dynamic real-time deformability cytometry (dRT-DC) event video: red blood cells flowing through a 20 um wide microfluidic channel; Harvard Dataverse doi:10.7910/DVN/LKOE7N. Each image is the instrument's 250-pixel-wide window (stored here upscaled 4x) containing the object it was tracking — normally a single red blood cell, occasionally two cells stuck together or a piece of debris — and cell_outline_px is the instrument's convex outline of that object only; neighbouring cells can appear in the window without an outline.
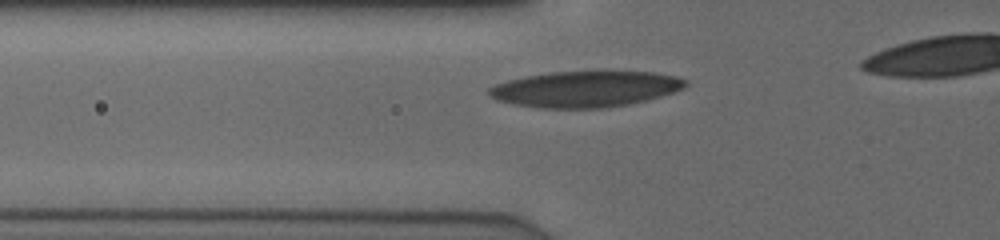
{"species": "human", "species_latin": "Homo sapiens", "temperature_condition": "cold", "stored_images_in_passage": 9, "camera_frame_rate_fps": 3000, "um_per_image_px": 0.085, "donor": {"sex": "male"}, "frame": {"image": 1, "passage_image": 3, "time_ms": 0.667, "image_size_px": [1000, 240], "cell_outline_px": [[688, 84], [684, 88], [660, 96], [628, 104], [604, 108], [540, 108], [516, 104], [496, 100], [488, 96], [488, 88], [496, 84], [508, 80], [524, 76], [552, 72], [600, 68], [604, 68], [652, 72], [676, 76], [688, 80]], "centroid_in_image_um": [49.78, 7.52], "position_along_channel_um": 76.0, "area_um2": 42.48}}
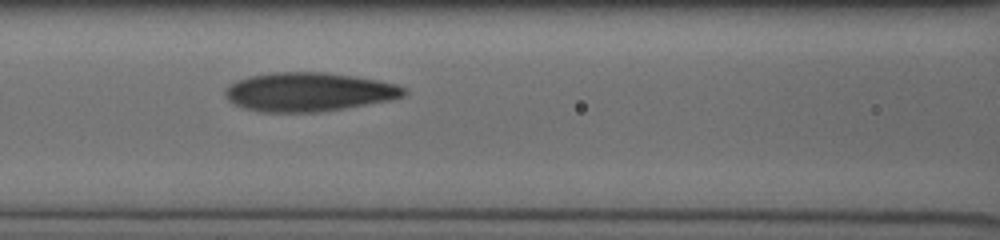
{"frame": {"image": 2, "passage_image": 6, "time_ms": 1.667, "image_size_px": [1000, 240], "cell_outline_px": [[408, 92], [404, 96], [388, 100], [344, 108], [320, 112], [260, 112], [244, 108], [228, 100], [224, 96], [224, 92], [228, 84], [236, 80], [248, 76], [276, 72], [324, 72], [356, 76], [396, 84], [408, 88]], "centroid_in_image_um": [26.22, 7.81], "position_along_channel_um": 140.4, "area_um2": 40.63}}
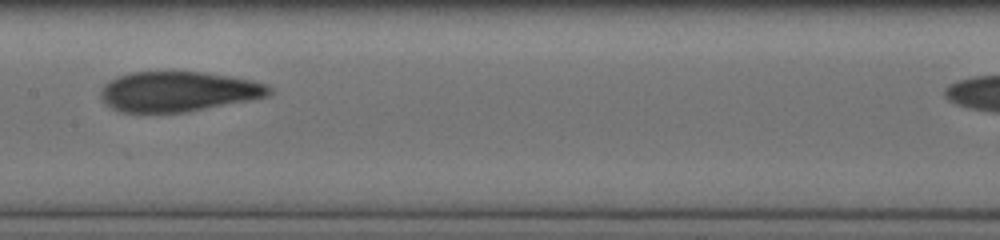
{"frame": {"image": 3, "passage_image": 8, "time_ms": 2.333, "image_size_px": [1000, 240], "cell_outline_px": [[272, 92], [268, 96], [188, 112], [120, 112], [112, 108], [100, 96], [100, 92], [104, 84], [120, 76], [132, 72], [204, 72], [252, 80], [264, 84], [272, 88]], "centroid_in_image_um": [15.15, 7.78], "position_along_channel_um": 192.2, "area_um2": 38.96}}